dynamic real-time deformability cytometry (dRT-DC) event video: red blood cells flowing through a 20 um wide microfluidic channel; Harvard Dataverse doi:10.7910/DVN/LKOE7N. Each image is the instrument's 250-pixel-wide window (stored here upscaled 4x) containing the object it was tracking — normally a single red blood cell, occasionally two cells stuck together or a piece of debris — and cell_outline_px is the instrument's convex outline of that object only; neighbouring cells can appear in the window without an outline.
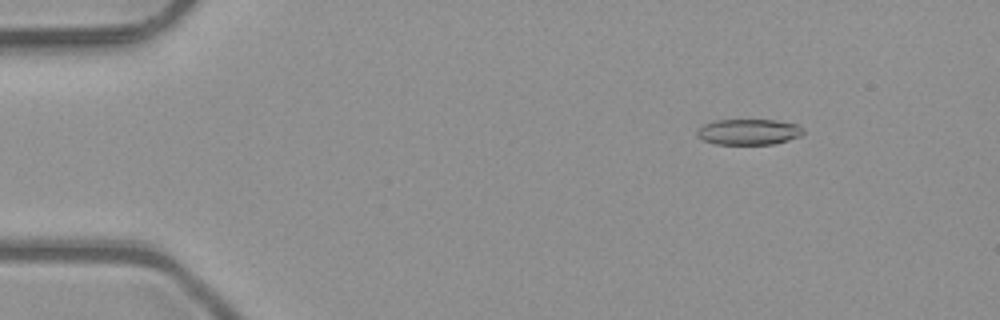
{"species": "common noctule bat (a hibernating species)", "species_latin": "Nyctalus noctula", "temperature_condition": "room temperature", "stored_images_in_passage": 5, "camera_frame_rate_fps": 3000, "um_per_image_px": 0.085, "animal": {"sex": "male", "body_mass_g": 23.1, "forearm_length_mm": 52.7}, "frame": {"image": 1, "passage_image": 2, "time_ms": 0.333, "image_size_px": [1000, 320], "cell_outline_px": [[804, 132], [800, 136], [788, 140], [772, 144], [716, 144], [704, 140], [696, 136], [696, 132], [704, 124], [716, 120], [776, 120], [796, 124], [804, 128]], "centroid_in_image_um": [63.65, 11.21], "position_along_channel_um": 21.4, "area_um2": 15.9}}
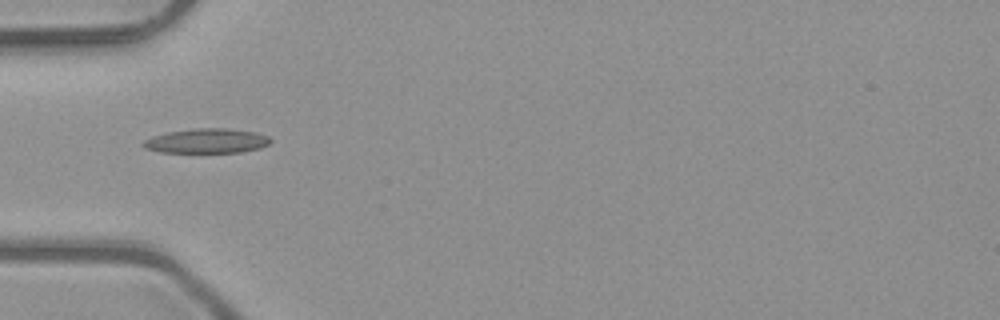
{"frame": {"image": 2, "passage_image": 5, "time_ms": 1.333, "image_size_px": [1000, 320], "cell_outline_px": [[272, 140], [268, 144], [260, 148], [240, 152], [160, 152], [144, 148], [140, 144], [144, 140], [152, 136], [168, 132], [196, 128], [228, 128], [256, 132], [268, 136]], "centroid_in_image_um": [17.56, 11.97], "position_along_channel_um": 67.4, "area_um2": 18.26}}